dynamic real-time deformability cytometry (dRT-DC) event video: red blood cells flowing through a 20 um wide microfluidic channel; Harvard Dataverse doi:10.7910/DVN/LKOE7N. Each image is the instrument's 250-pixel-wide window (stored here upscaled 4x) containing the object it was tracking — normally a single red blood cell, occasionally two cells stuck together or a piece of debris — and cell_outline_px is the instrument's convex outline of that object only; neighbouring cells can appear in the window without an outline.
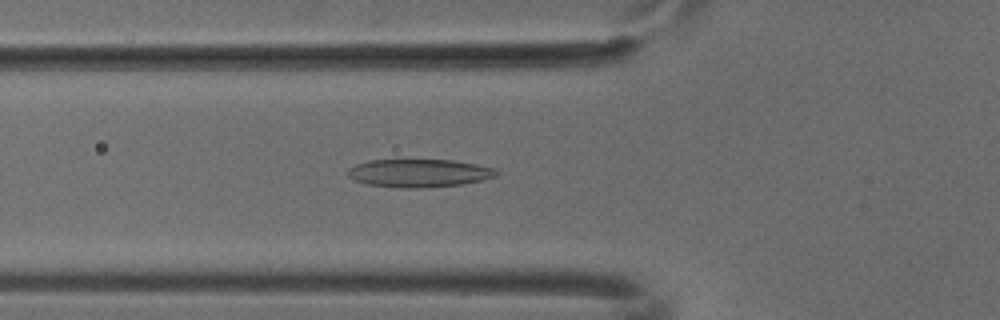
{"species": "common noctule bat (a hibernating species)", "species_latin": "Nyctalus noctula", "temperature_condition": "cold", "stored_images_in_passage": 38, "camera_frame_rate_fps": 3000, "um_per_image_px": 0.085, "animal": {"sex": "male", "body_mass_g": 18.8}, "frame": {"image": 1, "passage_image": 18, "time_ms": 5.667, "image_size_px": [1000, 320], "cell_outline_px": [[500, 172], [496, 176], [484, 180], [460, 184], [420, 188], [400, 188], [368, 184], [352, 180], [348, 176], [348, 168], [356, 164], [368, 160], [452, 160], [476, 164], [492, 168]], "centroid_in_image_um": [35.59, 14.71], "position_along_channel_um": 90.2, "area_um2": 24.28}}
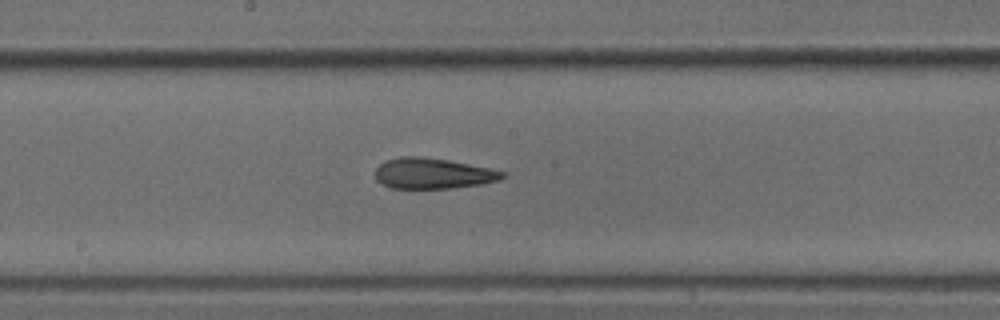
{"frame": {"image": 2, "passage_image": 27, "time_ms": 8.667, "image_size_px": [1000, 320], "cell_outline_px": [[504, 176], [500, 180], [480, 184], [452, 188], [392, 188], [376, 180], [376, 168], [384, 160], [400, 156], [420, 156], [448, 160], [492, 168], [504, 172]], "centroid_in_image_um": [36.79, 14.73], "position_along_channel_um": 211.4, "area_um2": 22.72}}
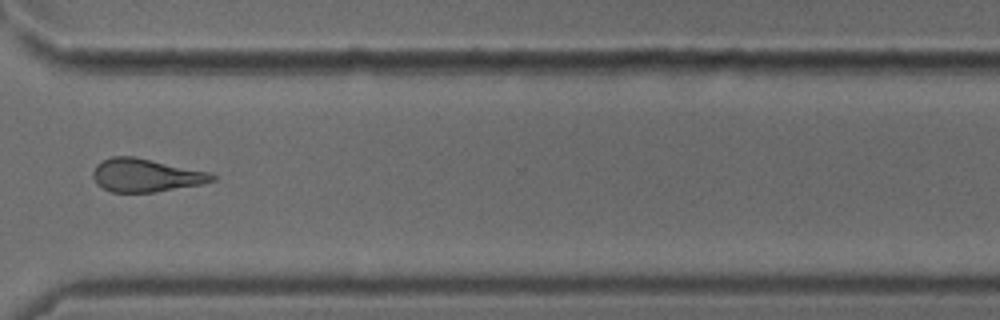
{"frame": {"image": 3, "passage_image": 38, "time_ms": 12.333, "image_size_px": [1000, 320], "cell_outline_px": [[216, 180], [200, 184], [152, 192], [112, 192], [96, 184], [92, 176], [92, 172], [96, 164], [112, 156], [132, 156], [208, 172], [216, 176]], "centroid_in_image_um": [12.34, 14.9], "position_along_channel_um": 358.3, "area_um2": 22.66}}